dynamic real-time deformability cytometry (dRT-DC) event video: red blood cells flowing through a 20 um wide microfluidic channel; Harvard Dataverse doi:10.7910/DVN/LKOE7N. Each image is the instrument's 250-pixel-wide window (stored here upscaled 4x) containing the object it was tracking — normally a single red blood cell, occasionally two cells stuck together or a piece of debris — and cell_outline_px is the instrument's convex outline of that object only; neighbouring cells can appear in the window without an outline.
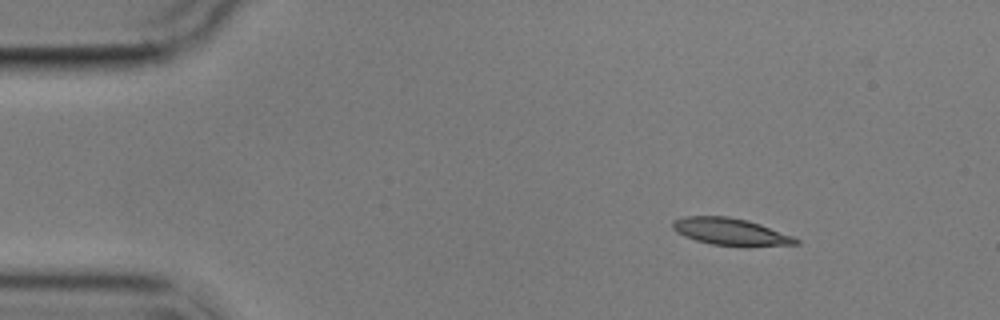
{"species": "common noctule bat (a hibernating species)", "species_latin": "Nyctalus noctula", "temperature_condition": "cold", "stored_images_in_passage": 13, "camera_frame_rate_fps": 3000, "um_per_image_px": 0.085, "animal": {"sex": "male", "body_mass_g": 17.9}, "frame": {"image": 1, "passage_image": 1, "time_ms": 0.0, "image_size_px": [1000, 320], "cell_outline_px": [[800, 244], [744, 248], [712, 244], [696, 240], [684, 236], [676, 232], [672, 228], [672, 220], [684, 216], [728, 216], [748, 220], [760, 224], [792, 236], [800, 240]], "centroid_in_image_um": [62.12, 19.72], "position_along_channel_um": 22.9, "area_um2": 19.94}}
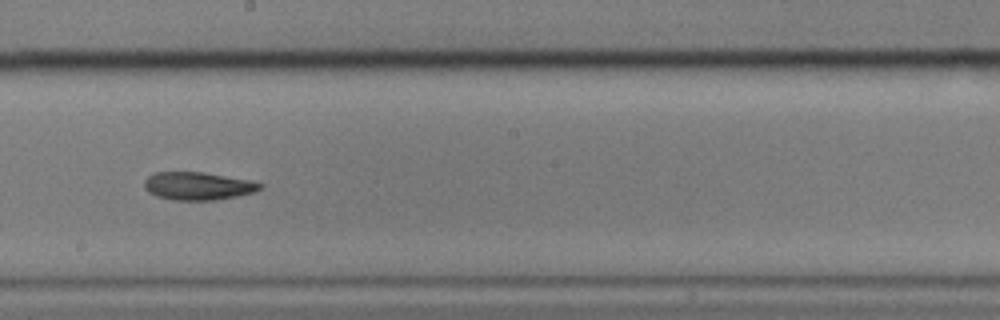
{"frame": {"image": 2, "passage_image": 7, "time_ms": 8.0, "image_size_px": [1000, 320], "cell_outline_px": [[264, 188], [252, 192], [236, 196], [216, 200], [172, 200], [156, 196], [148, 192], [144, 188], [144, 180], [152, 172], [204, 172], [248, 180], [264, 184]], "centroid_in_image_um": [16.79, 15.81], "position_along_channel_um": 231.4, "area_um2": 18.9}}
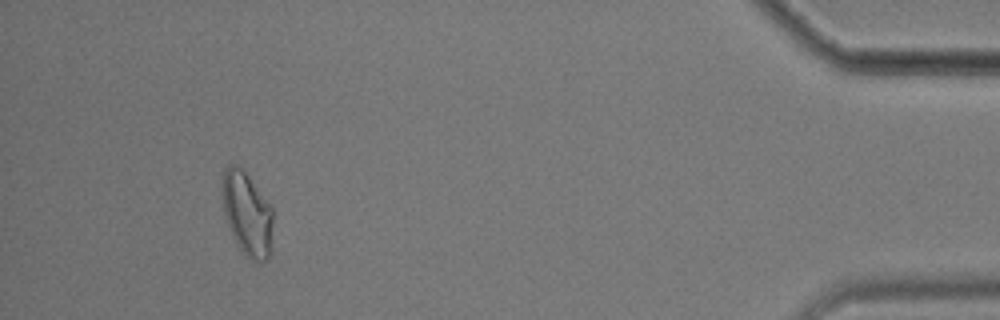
{"frame": {"image": 3, "passage_image": 12, "time_ms": 15.0, "image_size_px": [1000, 320], "cell_outline_px": [[272, 252], [268, 260], [252, 260], [244, 256], [236, 244], [224, 216], [224, 168], [228, 164], [236, 164], [244, 168], [272, 204]], "centroid_in_image_um": [21.05, 18.17], "position_along_channel_um": 414.1, "area_um2": 25.26}, "authors_computed_cell_mechanics": {"area_um2": 19.1896, "velocity_mm_per_s": 3.5333, "shape_relaxation_time_tau1_ms": null, "shape_relaxation_time_tau2_ms": 9.1316, "deformation_change_tau1": null, "deformation_change_tau2": 0.1731}}